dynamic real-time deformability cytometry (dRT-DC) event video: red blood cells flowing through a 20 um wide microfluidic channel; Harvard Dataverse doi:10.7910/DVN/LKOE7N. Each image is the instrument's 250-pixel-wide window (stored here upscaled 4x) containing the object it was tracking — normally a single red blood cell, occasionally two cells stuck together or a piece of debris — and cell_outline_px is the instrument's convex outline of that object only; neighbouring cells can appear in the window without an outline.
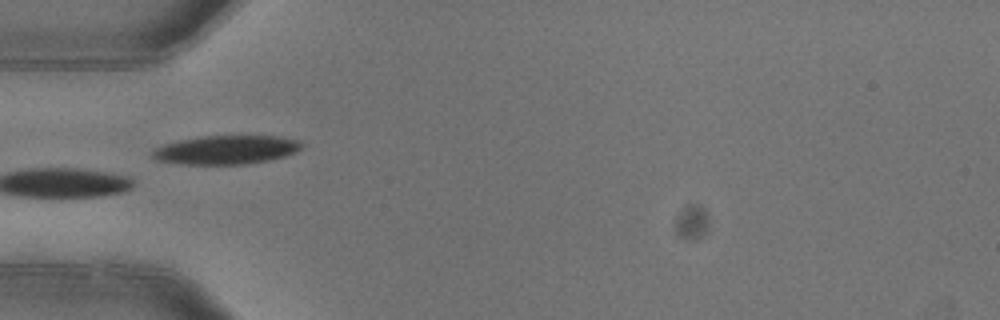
{"species": "common noctule bat (a hibernating species)", "species_latin": "Nyctalus noctula", "temperature_condition": "warm", "stored_images_in_passage": 5, "camera_frame_rate_fps": 3000, "um_per_image_px": 0.085, "animal": {"sex": "female"}, "frame": {"image": 1, "passage_image": 5, "time_ms": 1.333, "image_size_px": [1000, 320], "cell_outline_px": [[304, 144], [296, 152], [284, 156], [268, 160], [248, 164], [184, 164], [156, 160], [152, 156], [152, 152], [156, 148], [164, 144], [180, 140], [200, 136], [280, 136], [300, 140]], "centroid_in_image_um": [19.25, 12.73], "position_along_channel_um": 65.7, "area_um2": 24.97}}